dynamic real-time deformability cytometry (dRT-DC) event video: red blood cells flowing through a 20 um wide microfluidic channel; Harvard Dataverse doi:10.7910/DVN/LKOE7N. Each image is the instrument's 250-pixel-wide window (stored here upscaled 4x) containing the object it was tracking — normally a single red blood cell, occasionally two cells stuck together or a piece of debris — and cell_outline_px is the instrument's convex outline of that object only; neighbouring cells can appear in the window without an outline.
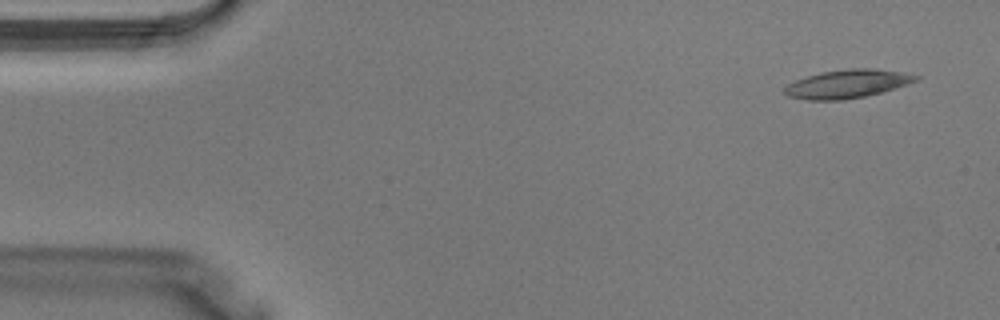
{"species": "Egyptian fruit bat (a non-hibernating species)", "species_latin": "Rousettus aegyptiacus", "temperature_condition": "warm", "stored_images_in_passage": 4, "segment_of_instrument_passage": [2, 2], "camera_frame_rate_fps": 3000, "um_per_image_px": 0.085, "animal": {"sex": "male"}, "frame": {"image": 1, "passage_image": 4, "time_ms": 1.0, "image_size_px": [1000, 320], "cell_outline_px": [[920, 80], [908, 84], [880, 92], [864, 96], [844, 100], [808, 100], [788, 96], [784, 92], [784, 88], [788, 84], [796, 80], [820, 72], [848, 68], [872, 68], [900, 72], [920, 76]], "centroid_in_image_um": [72.02, 7.12], "position_along_channel_um": 13.0, "area_um2": 21.62}}